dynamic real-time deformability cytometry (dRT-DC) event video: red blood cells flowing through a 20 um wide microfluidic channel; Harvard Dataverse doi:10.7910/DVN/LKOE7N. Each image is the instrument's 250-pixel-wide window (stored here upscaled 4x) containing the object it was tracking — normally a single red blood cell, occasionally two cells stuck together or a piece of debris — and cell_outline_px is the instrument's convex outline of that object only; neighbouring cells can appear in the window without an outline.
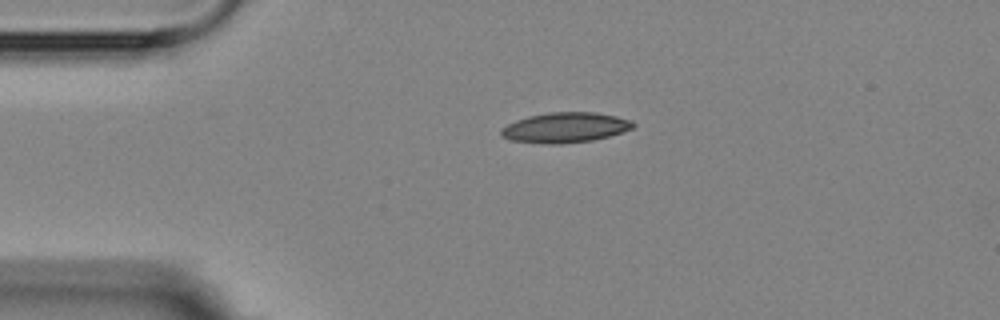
{"species": "Egyptian fruit bat (a non-hibernating species)", "species_latin": "Rousettus aegyptiacus", "temperature_condition": "room temperature", "stored_images_in_passage": 2, "camera_frame_rate_fps": 3000, "um_per_image_px": 0.085, "animal": {"sex": "female"}, "frame": {"image": 1, "passage_image": 1, "time_ms": 0.0, "image_size_px": [1000, 320], "cell_outline_px": [[636, 124], [632, 128], [608, 136], [592, 140], [560, 144], [548, 144], [508, 140], [500, 136], [500, 132], [508, 124], [516, 120], [528, 116], [548, 112], [596, 112], [616, 116], [632, 120]], "centroid_in_image_um": [48.02, 10.84], "position_along_channel_um": 37.0, "area_um2": 23.18}}